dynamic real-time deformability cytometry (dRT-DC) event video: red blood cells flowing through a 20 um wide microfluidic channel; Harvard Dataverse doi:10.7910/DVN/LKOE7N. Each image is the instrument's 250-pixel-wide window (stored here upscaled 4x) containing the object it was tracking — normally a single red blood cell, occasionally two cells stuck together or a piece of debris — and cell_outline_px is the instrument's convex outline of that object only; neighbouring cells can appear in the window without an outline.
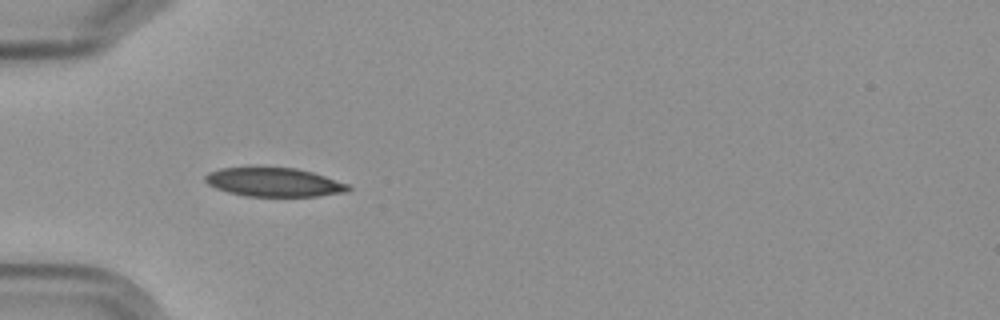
{"species": "Egyptian fruit bat (a non-hibernating species)", "species_latin": "Rousettus aegyptiacus", "temperature_condition": "cold", "stored_images_in_passage": 6, "camera_frame_rate_fps": 3000, "um_per_image_px": 0.085, "frame": {"image": 1, "passage_image": 5, "time_ms": 5.667, "image_size_px": [1000, 320], "cell_outline_px": [[352, 188], [344, 192], [316, 196], [244, 196], [228, 192], [216, 188], [208, 184], [204, 180], [204, 176], [208, 172], [220, 168], [248, 164], [252, 164], [296, 168], [312, 172], [348, 184]], "centroid_in_image_um": [23.18, 15.43], "position_along_channel_um": 61.8, "area_um2": 24.91}}
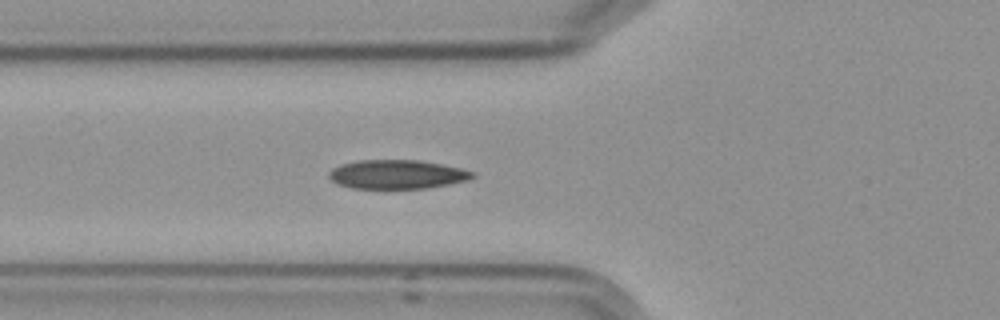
{"frame": {"image": 2, "passage_image": 6, "time_ms": 6.667, "image_size_px": [1000, 320], "cell_outline_px": [[476, 176], [468, 180], [448, 184], [424, 188], [352, 188], [336, 184], [328, 176], [328, 172], [332, 168], [340, 164], [360, 160], [420, 160], [460, 168], [476, 172]], "centroid_in_image_um": [33.73, 14.81], "position_along_channel_um": 92.1, "area_um2": 24.22}}